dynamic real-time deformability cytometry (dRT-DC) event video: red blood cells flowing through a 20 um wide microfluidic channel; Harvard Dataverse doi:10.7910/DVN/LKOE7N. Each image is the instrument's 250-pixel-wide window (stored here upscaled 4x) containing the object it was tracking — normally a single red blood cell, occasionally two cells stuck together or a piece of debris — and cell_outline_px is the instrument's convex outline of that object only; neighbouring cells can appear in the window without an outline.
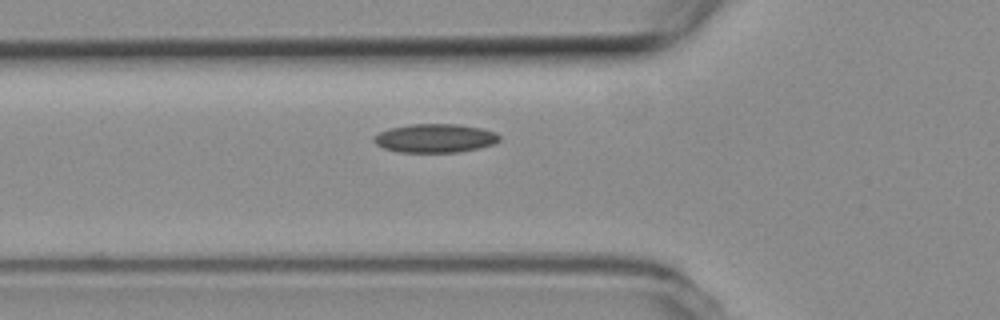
{"species": "common noctule bat (a hibernating species)", "species_latin": "Nyctalus noctula", "temperature_condition": "room temperature", "stored_images_in_passage": 34, "camera_frame_rate_fps": 3000, "um_per_image_px": 0.085, "animal": {"sex": "female", "body_mass_g": 19.3, "forearm_length_mm": 54.1}, "frame": {"image": 1, "passage_image": 2, "time_ms": 0.333, "image_size_px": [1000, 320], "cell_outline_px": [[500, 140], [492, 144], [476, 148], [456, 152], [400, 152], [384, 148], [376, 144], [372, 140], [380, 132], [388, 128], [408, 124], [456, 124], [480, 128], [496, 132], [500, 136]], "centroid_in_image_um": [36.96, 11.74], "position_along_channel_um": 88.8, "area_um2": 20.81}}
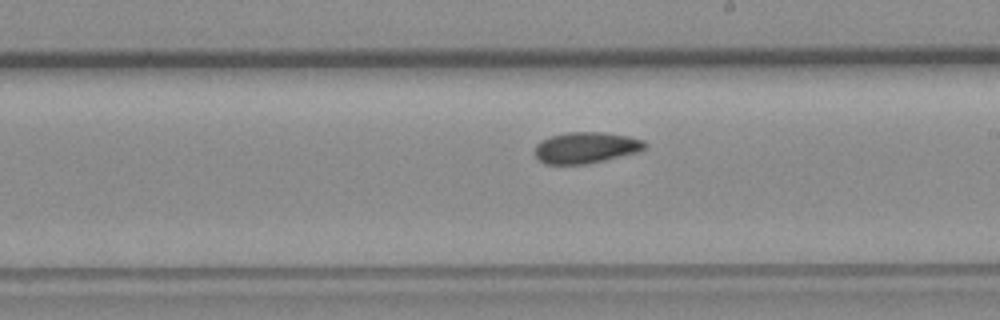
{"frame": {"image": 2, "passage_image": 14, "time_ms": 4.333, "image_size_px": [1000, 320], "cell_outline_px": [[648, 144], [640, 152], [604, 160], [584, 164], [544, 164], [536, 156], [536, 144], [540, 140], [552, 136], [568, 132], [604, 132], [628, 136], [644, 140]], "centroid_in_image_um": [49.83, 12.54], "position_along_channel_um": 239.2, "area_um2": 20.0}}
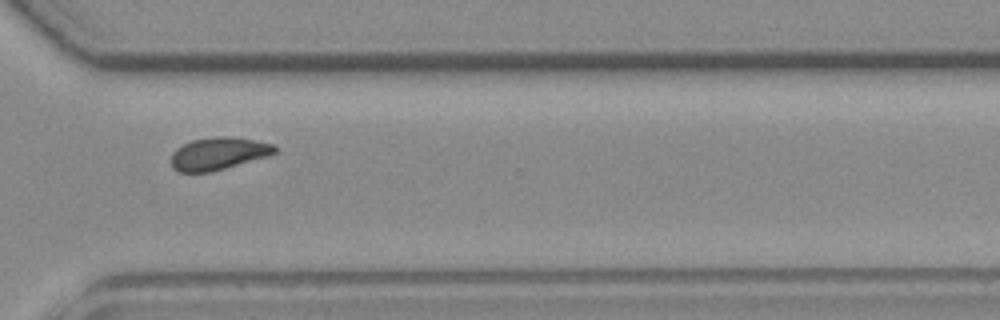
{"frame": {"image": 3, "passage_image": 23, "time_ms": 7.333, "image_size_px": [1000, 320], "cell_outline_px": [[276, 152], [268, 156], [212, 172], [180, 172], [172, 168], [172, 152], [176, 148], [192, 140], [216, 136], [232, 136], [256, 140], [276, 144]], "centroid_in_image_um": [18.59, 13.04], "position_along_channel_um": 352.0, "area_um2": 19.77}}